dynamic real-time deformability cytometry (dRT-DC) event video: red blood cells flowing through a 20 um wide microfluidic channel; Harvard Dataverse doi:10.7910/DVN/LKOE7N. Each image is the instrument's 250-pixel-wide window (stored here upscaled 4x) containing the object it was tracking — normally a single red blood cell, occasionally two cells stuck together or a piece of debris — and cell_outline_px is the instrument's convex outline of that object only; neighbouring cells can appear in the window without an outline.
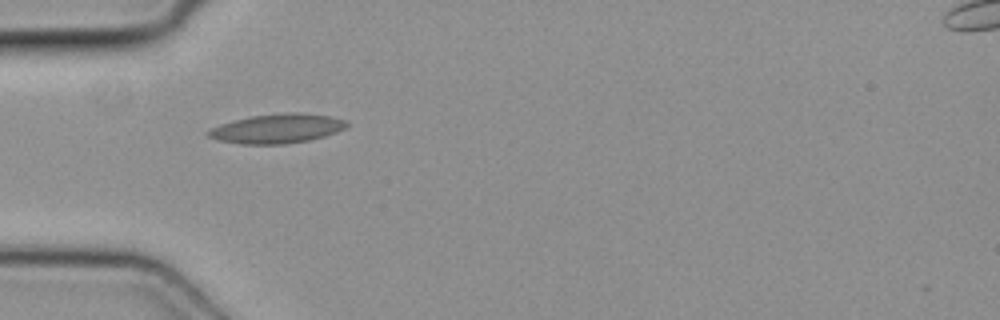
{"species": "common noctule bat (a hibernating species)", "species_latin": "Nyctalus noctula", "temperature_condition": "cold", "stored_images_in_passage": 5, "camera_frame_rate_fps": 3000, "um_per_image_px": 0.085, "animal": {"sex": "female", "body_mass_g": 19.3, "forearm_length_mm": 54.1}, "frame": {"image": 1, "passage_image": 4, "time_ms": 1.0, "image_size_px": [1000, 320], "cell_outline_px": [[348, 124], [344, 128], [336, 132], [324, 136], [308, 140], [284, 144], [240, 144], [220, 140], [208, 136], [204, 132], [220, 124], [252, 116], [288, 112], [300, 112], [328, 116], [348, 120]], "centroid_in_image_um": [23.56, 10.92], "position_along_channel_um": 61.4, "area_um2": 23.47}}
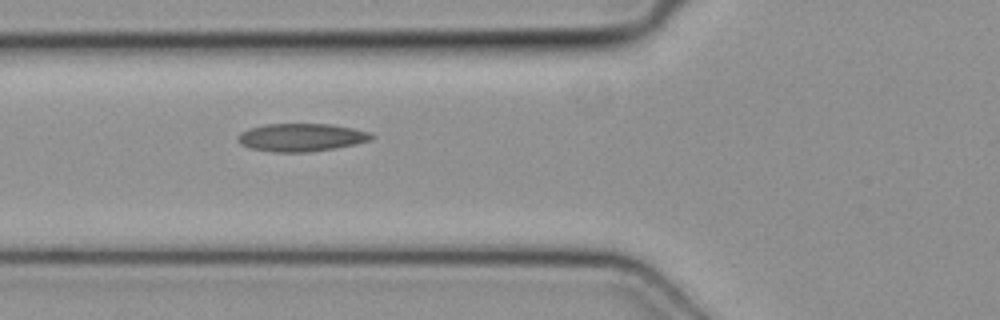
{"frame": {"image": 2, "passage_image": 5, "time_ms": 1.333, "image_size_px": [1000, 320], "cell_outline_px": [[376, 136], [372, 140], [356, 144], [336, 148], [308, 152], [272, 152], [252, 148], [240, 144], [236, 140], [236, 136], [240, 132], [248, 128], [264, 124], [332, 124], [372, 132]], "centroid_in_image_um": [25.62, 11.67], "position_along_channel_um": 100.2, "area_um2": 22.08}}